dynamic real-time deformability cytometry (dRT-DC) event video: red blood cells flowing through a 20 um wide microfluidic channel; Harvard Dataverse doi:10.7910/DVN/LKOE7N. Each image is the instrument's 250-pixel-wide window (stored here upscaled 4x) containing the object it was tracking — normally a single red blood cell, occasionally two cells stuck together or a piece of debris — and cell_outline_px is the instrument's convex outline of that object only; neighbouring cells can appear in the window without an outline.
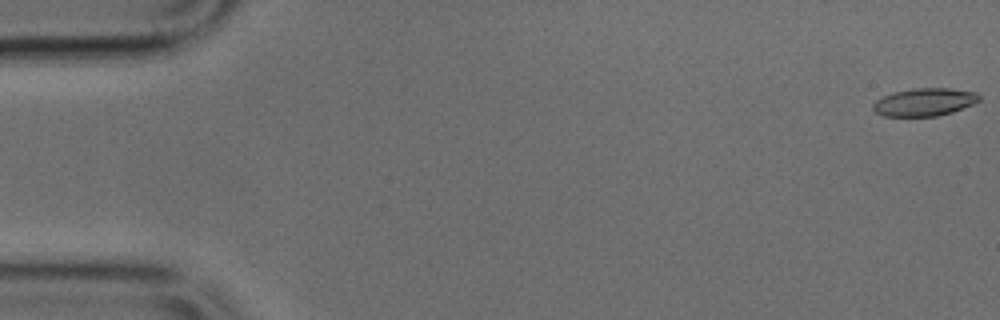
{"species": "common noctule bat (a hibernating species)", "species_latin": "Nyctalus noctula", "temperature_condition": "cold", "stored_images_in_passage": 5, "camera_frame_rate_fps": 3000, "um_per_image_px": 0.085, "animal": {"sex": "male", "body_mass_g": 17.9, "forearm_length_mm": 54.2}, "frame": {"image": 1, "passage_image": 1, "time_ms": 0.0, "image_size_px": [1000, 320], "cell_outline_px": [[980, 100], [972, 104], [952, 112], [936, 116], [884, 116], [876, 112], [872, 108], [872, 104], [876, 100], [892, 92], [912, 88], [948, 88], [976, 92], [980, 96]], "centroid_in_image_um": [78.56, 8.67], "position_along_channel_um": 6.4, "area_um2": 17.17}}